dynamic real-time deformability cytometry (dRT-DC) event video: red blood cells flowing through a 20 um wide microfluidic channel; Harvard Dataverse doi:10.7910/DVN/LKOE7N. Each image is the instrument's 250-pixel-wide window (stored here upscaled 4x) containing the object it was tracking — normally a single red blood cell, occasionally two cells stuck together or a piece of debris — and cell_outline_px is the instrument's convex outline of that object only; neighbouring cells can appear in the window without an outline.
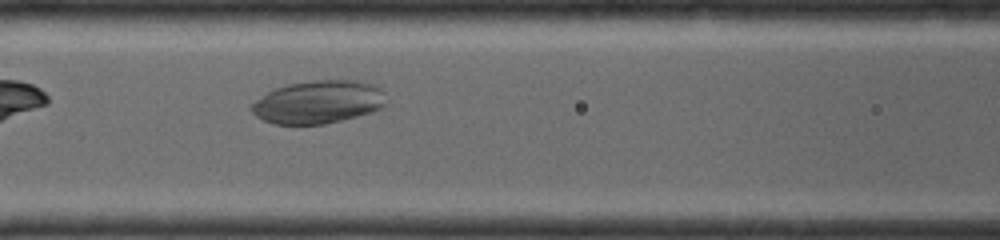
{"species": "common noctule bat (a hibernating species)", "species_latin": "Nyctalus noctula", "temperature_condition": "room temperature", "stored_images_in_passage": 35, "camera_frame_rate_fps": 4000, "um_per_image_px": 0.085, "animal": {"sex": "female", "body_mass_g": 19.0, "forearm_length_mm": 56.7}, "frame": {"image": 1, "passage_image": 15, "time_ms": 2.25, "image_size_px": [1000, 240], "cell_outline_px": [[388, 100], [380, 108], [372, 112], [324, 124], [272, 124], [256, 116], [248, 108], [256, 100], [268, 92], [276, 88], [288, 84], [316, 80], [356, 80], [372, 84], [380, 88], [384, 92]], "centroid_in_image_um": [27.06, 8.67], "position_along_channel_um": 139.5, "area_um2": 33.7}}